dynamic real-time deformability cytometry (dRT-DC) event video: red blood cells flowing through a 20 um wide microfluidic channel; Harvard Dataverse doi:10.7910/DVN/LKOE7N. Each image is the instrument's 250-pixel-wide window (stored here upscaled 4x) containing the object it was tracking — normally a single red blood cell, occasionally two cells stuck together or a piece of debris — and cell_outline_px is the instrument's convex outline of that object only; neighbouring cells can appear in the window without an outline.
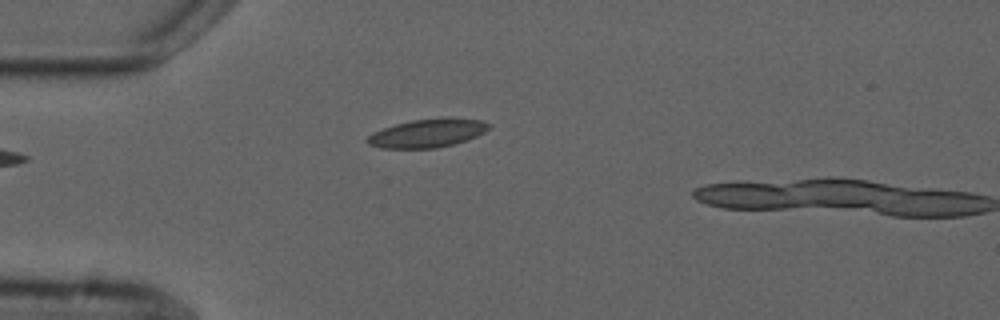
{"species": "common noctule bat (a hibernating species)", "species_latin": "Nyctalus noctula", "temperature_condition": "cold", "stored_images_in_passage": 3, "camera_frame_rate_fps": 3000, "um_per_image_px": 0.085, "animal": {"sex": "male", "forearm_length_mm": 52.5}, "frame": {"image": 1, "passage_image": 3, "time_ms": 2.333, "image_size_px": [1000, 320], "cell_outline_px": [[492, 128], [468, 140], [436, 148], [380, 148], [368, 144], [364, 140], [372, 132], [396, 124], [412, 120], [448, 116], [484, 120], [492, 124]], "centroid_in_image_um": [36.39, 11.29], "position_along_channel_um": 48.6, "area_um2": 20.58}}